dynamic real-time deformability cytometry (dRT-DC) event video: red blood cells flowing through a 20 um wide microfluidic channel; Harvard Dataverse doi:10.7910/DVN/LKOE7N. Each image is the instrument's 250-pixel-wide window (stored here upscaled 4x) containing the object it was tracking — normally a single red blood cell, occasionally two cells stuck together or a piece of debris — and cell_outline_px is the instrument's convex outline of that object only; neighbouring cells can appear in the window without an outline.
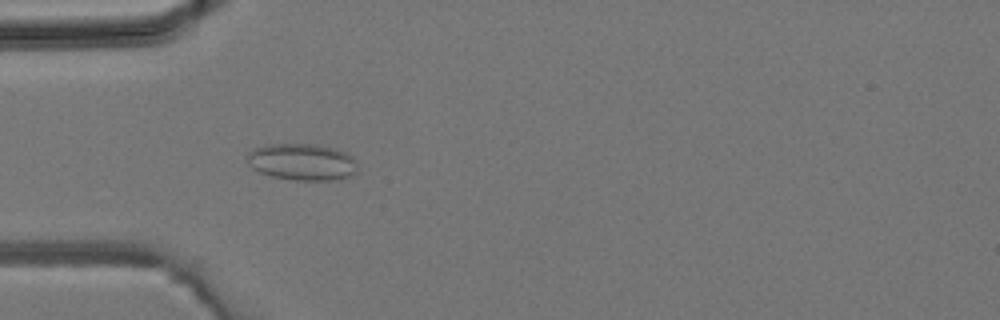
{"species": "common noctule bat (a hibernating species)", "species_latin": "Nyctalus noctula", "temperature_condition": "room temperature", "stored_images_in_passage": 45, "camera_frame_rate_fps": 3000, "um_per_image_px": 0.085, "animal": {"sex": "male", "body_mass_g": 19.2, "forearm_length_mm": 51.8}, "frame": {"image": 1, "passage_image": 14, "time_ms": 4.333, "image_size_px": [1000, 320], "cell_outline_px": [[356, 172], [340, 180], [296, 180], [272, 176], [260, 172], [252, 168], [248, 164], [248, 152], [264, 144], [316, 144], [336, 148], [352, 156], [356, 160]], "centroid_in_image_um": [25.69, 13.76], "position_along_channel_um": 59.3, "area_um2": 23.7}}
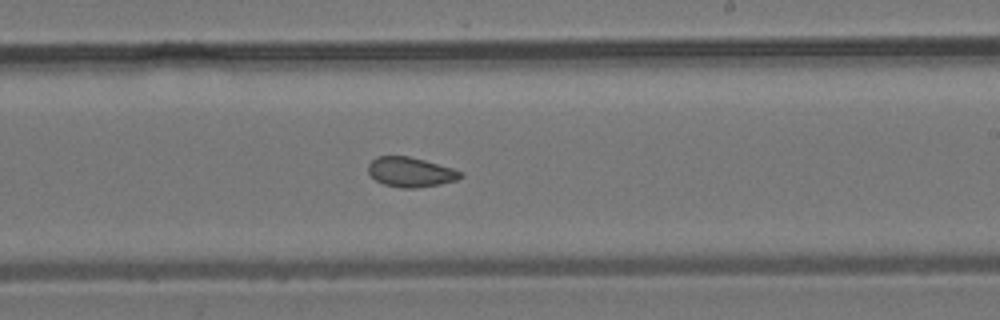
{"frame": {"image": 2, "passage_image": 27, "time_ms": 8.667, "image_size_px": [1000, 320], "cell_outline_px": [[464, 176], [456, 180], [440, 184], [416, 188], [400, 188], [384, 184], [376, 180], [368, 172], [368, 164], [376, 156], [408, 156], [424, 160], [452, 168], [464, 172]], "centroid_in_image_um": [34.91, 14.63], "position_along_channel_um": 254.1, "area_um2": 16.01}}
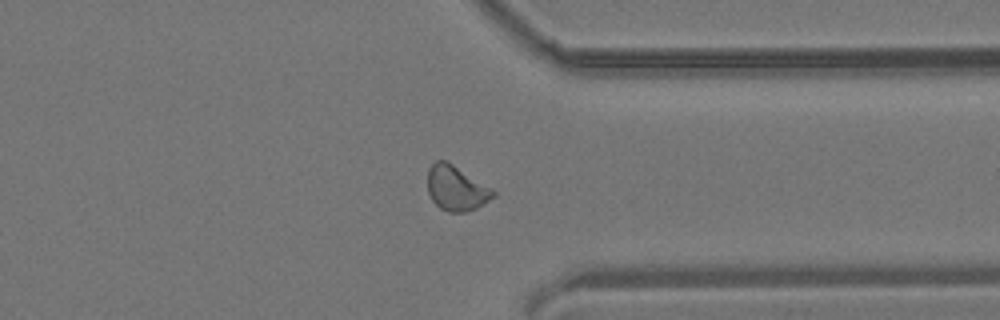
{"frame": {"image": 3, "passage_image": 35, "time_ms": 11.333, "image_size_px": [1000, 320], "cell_outline_px": [[496, 196], [476, 208], [464, 212], [448, 212], [440, 208], [432, 200], [428, 192], [428, 168], [436, 160], [448, 160], [492, 188], [496, 192]], "centroid_in_image_um": [38.79, 15.98], "position_along_channel_um": 372.6, "area_um2": 17.34}}